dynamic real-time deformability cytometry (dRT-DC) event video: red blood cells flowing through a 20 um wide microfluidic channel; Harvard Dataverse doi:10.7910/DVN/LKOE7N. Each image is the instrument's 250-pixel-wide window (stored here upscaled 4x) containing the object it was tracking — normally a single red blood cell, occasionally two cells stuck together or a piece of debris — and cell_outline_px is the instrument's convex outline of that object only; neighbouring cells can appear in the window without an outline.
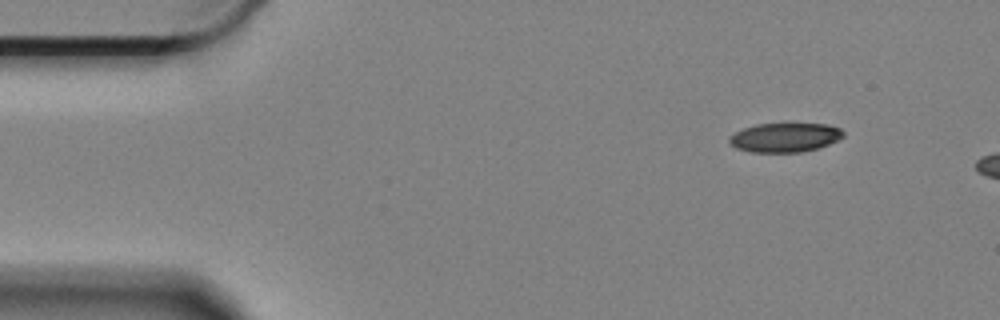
{"species": "Egyptian fruit bat (a non-hibernating species)", "species_latin": "Rousettus aegyptiacus", "temperature_condition": "cold", "stored_images_in_passage": 6, "camera_frame_rate_fps": 3000, "um_per_image_px": 0.085, "animal": {"sex": "female"}, "frame": {"image": 1, "passage_image": 1, "time_ms": 0.0, "image_size_px": [1000, 320], "cell_outline_px": [[844, 136], [828, 144], [816, 148], [800, 152], [748, 152], [736, 148], [728, 144], [728, 136], [744, 128], [756, 124], [824, 124], [840, 128], [844, 132]], "centroid_in_image_um": [66.65, 11.69], "position_along_channel_um": 18.3, "area_um2": 19.31}}